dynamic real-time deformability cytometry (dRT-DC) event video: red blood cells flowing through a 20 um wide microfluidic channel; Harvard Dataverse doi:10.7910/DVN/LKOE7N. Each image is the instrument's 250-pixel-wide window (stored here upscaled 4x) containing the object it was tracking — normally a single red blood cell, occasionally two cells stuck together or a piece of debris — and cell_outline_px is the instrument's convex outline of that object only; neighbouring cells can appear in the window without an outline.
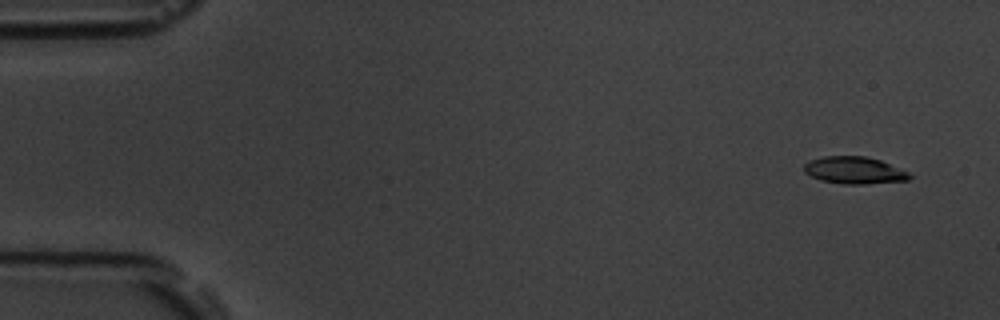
{"species": "common noctule bat (a hibernating species)", "species_latin": "Nyctalus noctula", "temperature_condition": "room temperature", "stored_images_in_passage": 52, "camera_frame_rate_fps": 3000, "um_per_image_px": 0.085, "animal": {"sex": "male", "body_mass_g": 19.5, "forearm_length_mm": 54.6}, "frame": {"image": 1, "passage_image": 1, "time_ms": 0.0, "image_size_px": [1000, 320], "cell_outline_px": [[912, 176], [908, 180], [864, 184], [844, 184], [820, 180], [804, 172], [804, 164], [808, 160], [824, 156], [864, 156], [880, 160], [908, 172]], "centroid_in_image_um": [72.58, 14.47], "position_along_channel_um": 12.4, "area_um2": 16.59}}
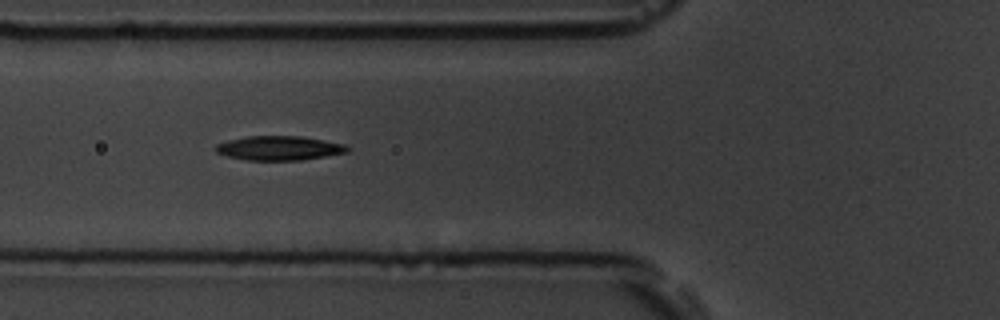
{"frame": {"image": 2, "passage_image": 18, "time_ms": 5.667, "image_size_px": [1000, 320], "cell_outline_px": [[348, 152], [300, 160], [248, 160], [228, 156], [216, 152], [212, 148], [216, 144], [228, 140], [248, 136], [300, 136], [344, 144], [348, 148]], "centroid_in_image_um": [23.67, 12.58], "position_along_channel_um": 102.1, "area_um2": 18.44}}
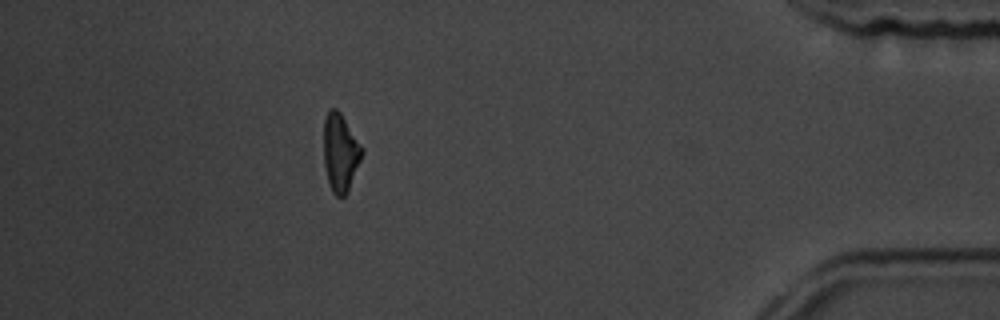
{"frame": {"image": 3, "passage_image": 46, "time_ms": 15.0, "image_size_px": [1000, 320], "cell_outline_px": [[364, 152], [348, 188], [344, 196], [336, 196], [332, 192], [328, 180], [324, 164], [324, 120], [328, 108], [336, 108], [340, 112], [364, 148]], "centroid_in_image_um": [28.92, 12.91], "position_along_channel_um": 406.3, "area_um2": 17.22}, "authors_computed_cell_mechanics": {"area_um2": 17.7446, "velocity_mm_per_s": 3.7911, "shape_relaxation_time_tau1_ms": 4.6256, "shape_relaxation_time_tau2_ms": 7.9933, "deformation_change_tau1": 0.1472, "deformation_change_tau2": 0.1926}}